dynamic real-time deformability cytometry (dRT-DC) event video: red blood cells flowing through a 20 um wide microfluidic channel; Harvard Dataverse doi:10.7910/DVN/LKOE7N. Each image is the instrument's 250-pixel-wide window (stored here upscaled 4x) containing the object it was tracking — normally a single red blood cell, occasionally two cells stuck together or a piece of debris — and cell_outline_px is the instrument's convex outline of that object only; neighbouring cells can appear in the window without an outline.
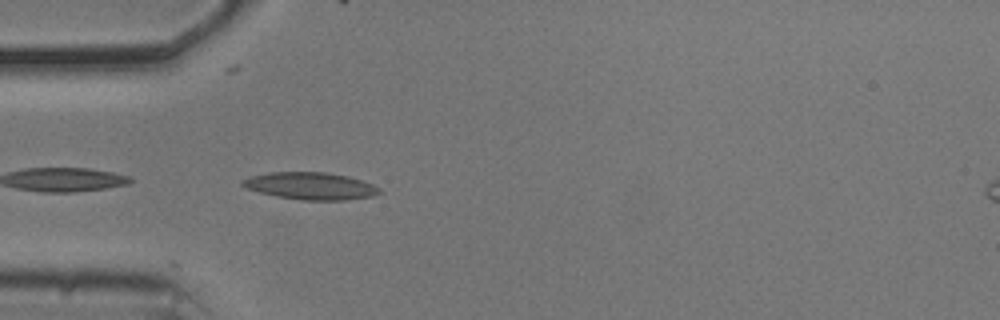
{"species": "common noctule bat (a hibernating species)", "species_latin": "Nyctalus noctula", "temperature_condition": "cold", "stored_images_in_passage": 4, "camera_frame_rate_fps": 3000, "um_per_image_px": 0.085, "animal": {"sex": "male", "body_mass_g": 20.5, "forearm_length_mm": 52.5}, "frame": {"image": 1, "passage_image": 1, "time_ms": 0.0, "image_size_px": [1000, 320], "cell_outline_px": [[380, 192], [372, 196], [344, 200], [300, 200], [276, 196], [260, 192], [248, 188], [240, 184], [240, 180], [252, 176], [268, 172], [324, 172], [348, 176], [372, 184], [380, 188]], "centroid_in_image_um": [26.38, 15.8], "position_along_channel_um": 58.6, "area_um2": 21.56}}